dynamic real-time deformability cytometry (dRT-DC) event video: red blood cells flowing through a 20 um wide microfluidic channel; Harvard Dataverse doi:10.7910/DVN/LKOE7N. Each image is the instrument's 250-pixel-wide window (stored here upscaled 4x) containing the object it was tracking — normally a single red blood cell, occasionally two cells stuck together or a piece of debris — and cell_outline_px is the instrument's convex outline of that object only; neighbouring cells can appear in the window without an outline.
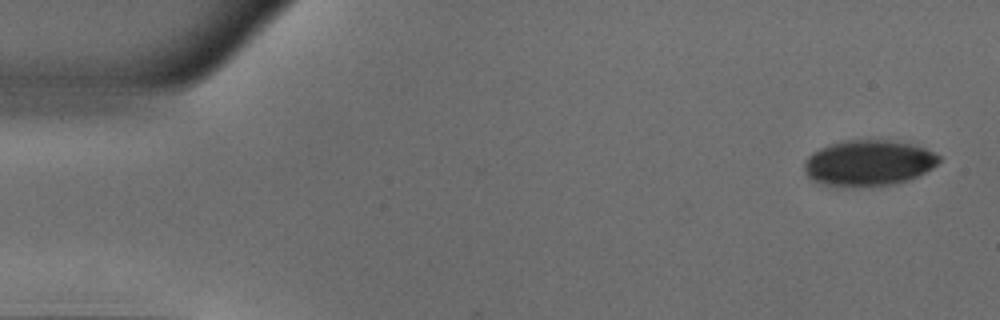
{"species": "common noctule bat (a hibernating species)", "species_latin": "Nyctalus noctula", "temperature_condition": "warm", "stored_images_in_passage": 22, "camera_frame_rate_fps": 3000, "um_per_image_px": 0.085, "animal": {"sex": "male", "body_mass_g": 18.8}, "frame": {"image": 1, "passage_image": 1, "time_ms": 0.0, "image_size_px": [1000, 320], "cell_outline_px": [[940, 160], [932, 168], [908, 180], [896, 184], [852, 188], [824, 184], [812, 180], [804, 172], [804, 160], [812, 152], [828, 144], [844, 140], [888, 140], [912, 144], [924, 148], [940, 156]], "centroid_in_image_um": [73.78, 13.86], "position_along_channel_um": 11.2, "area_um2": 36.24}}